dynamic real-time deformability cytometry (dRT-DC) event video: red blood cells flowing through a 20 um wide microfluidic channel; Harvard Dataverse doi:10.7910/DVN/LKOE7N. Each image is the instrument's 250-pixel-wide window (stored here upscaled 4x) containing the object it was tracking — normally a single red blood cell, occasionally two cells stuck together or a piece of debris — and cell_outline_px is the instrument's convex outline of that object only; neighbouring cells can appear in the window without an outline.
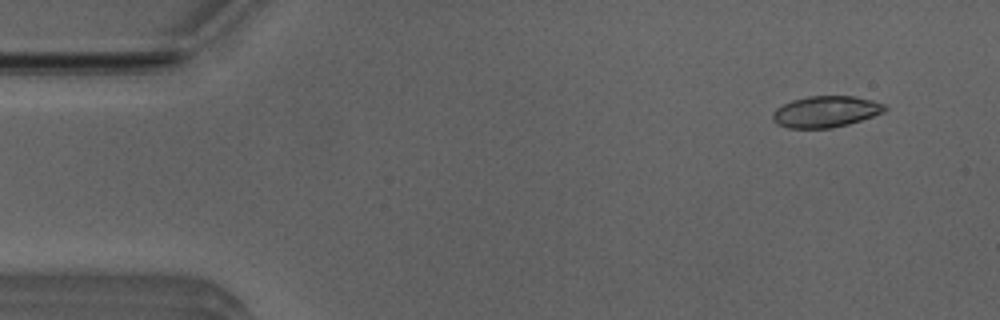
{"species": "Egyptian fruit bat (a non-hibernating species)", "species_latin": "Rousettus aegyptiacus", "temperature_condition": "room temperature", "stored_images_in_passage": 51, "camera_frame_rate_fps": 3000, "um_per_image_px": 0.085, "animal": {"sex": "male"}, "frame": {"image": 1, "passage_image": 4, "time_ms": 1.0, "image_size_px": [1000, 320], "cell_outline_px": [[888, 108], [884, 112], [848, 124], [832, 128], [788, 128], [776, 124], [772, 120], [772, 112], [776, 108], [792, 100], [808, 96], [856, 96], [872, 100], [884, 104]], "centroid_in_image_um": [70.17, 9.49], "position_along_channel_um": 14.8, "area_um2": 20.52}}
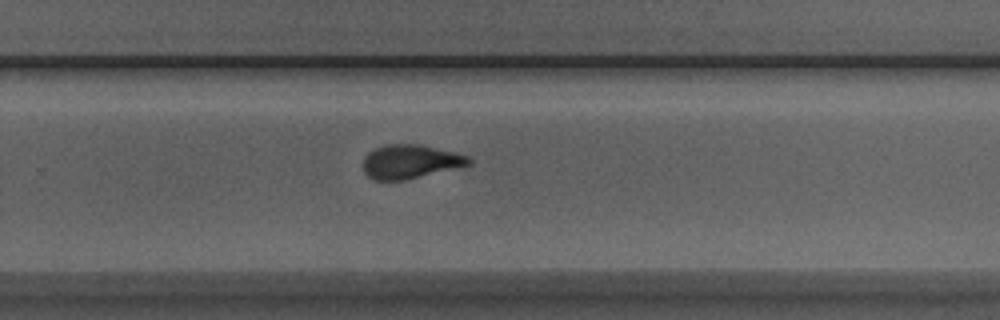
{"frame": {"image": 2, "passage_image": 33, "time_ms": 10.667, "image_size_px": [1000, 320], "cell_outline_px": [[472, 164], [404, 180], [376, 180], [368, 176], [364, 172], [364, 156], [368, 152], [376, 148], [388, 144], [420, 144], [456, 152], [468, 156], [472, 160]], "centroid_in_image_um": [34.88, 13.73], "position_along_channel_um": 294.9, "area_um2": 20.75}}
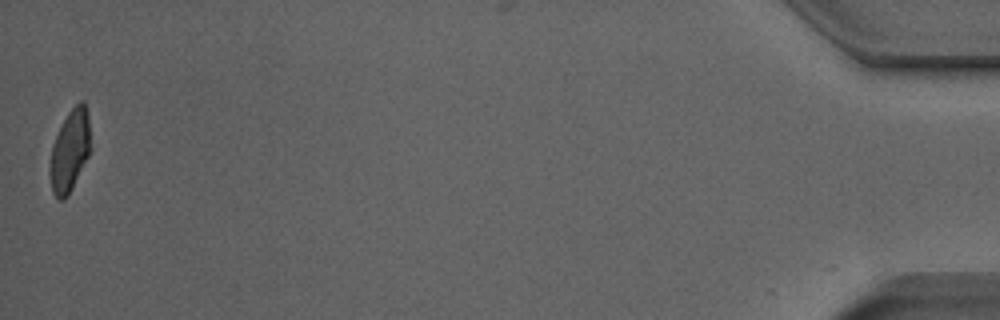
{"frame": {"image": 3, "passage_image": 51, "time_ms": 16.667, "image_size_px": [1000, 320], "cell_outline_px": [[88, 156], [68, 196], [64, 200], [60, 200], [52, 192], [48, 172], [48, 168], [52, 144], [68, 112], [80, 100], [84, 100], [88, 116]], "centroid_in_image_um": [5.88, 12.86], "position_along_channel_um": 429.3, "area_um2": 19.02}, "authors_computed_cell_mechanics": {"area_um2": 20.9814, "velocity_mm_per_s": 3.9522, "shape_relaxation_time_tau1_ms": 4.125, "shape_relaxation_time_tau2_ms": 1.3559, "deformation_change_tau1": 0.1811, "deformation_change_tau2": 0.0637}}